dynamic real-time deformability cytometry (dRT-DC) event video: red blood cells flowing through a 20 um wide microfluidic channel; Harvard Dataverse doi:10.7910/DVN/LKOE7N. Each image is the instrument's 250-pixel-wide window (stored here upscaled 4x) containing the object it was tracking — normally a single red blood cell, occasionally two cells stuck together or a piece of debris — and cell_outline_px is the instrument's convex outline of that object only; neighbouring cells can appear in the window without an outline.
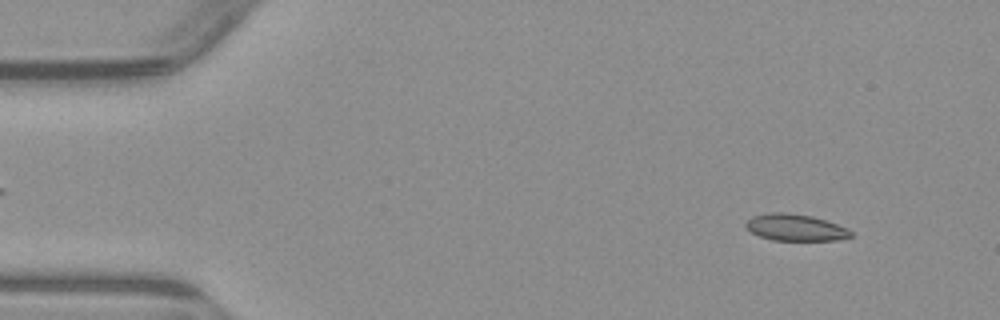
{"species": "common noctule bat (a hibernating species)", "species_latin": "Nyctalus noctula", "temperature_condition": "warm", "stored_images_in_passage": 4, "camera_frame_rate_fps": 3000, "um_per_image_px": 0.085, "animal": {"sex": "male", "body_mass_g": 23.1, "forearm_length_mm": 52.7}, "frame": {"image": 1, "passage_image": 1, "time_ms": 0.0, "image_size_px": [1000, 320], "cell_outline_px": [[852, 236], [836, 240], [772, 240], [760, 236], [752, 232], [744, 224], [752, 216], [768, 212], [784, 212], [812, 216], [848, 228], [852, 232]], "centroid_in_image_um": [67.6, 19.33], "position_along_channel_um": 17.4, "area_um2": 16.18}}
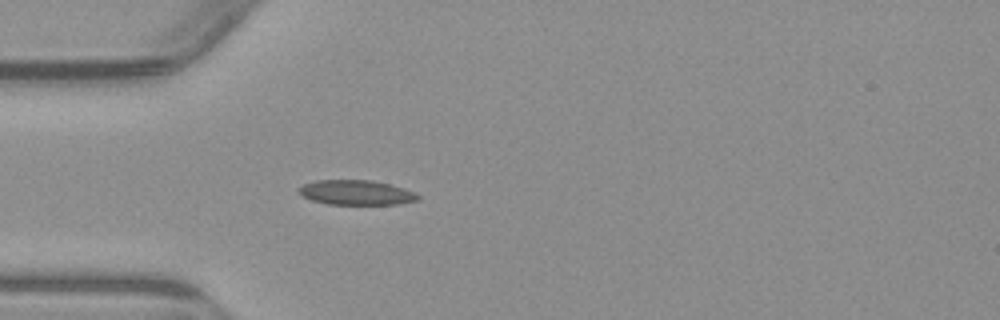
{"frame": {"image": 2, "passage_image": 4, "time_ms": 3.333, "image_size_px": [1000, 320], "cell_outline_px": [[420, 200], [396, 204], [328, 204], [312, 200], [304, 196], [296, 188], [304, 184], [316, 180], [372, 180], [404, 188], [416, 192], [420, 196]], "centroid_in_image_um": [30.31, 16.36], "position_along_channel_um": 54.7, "area_um2": 17.17}}